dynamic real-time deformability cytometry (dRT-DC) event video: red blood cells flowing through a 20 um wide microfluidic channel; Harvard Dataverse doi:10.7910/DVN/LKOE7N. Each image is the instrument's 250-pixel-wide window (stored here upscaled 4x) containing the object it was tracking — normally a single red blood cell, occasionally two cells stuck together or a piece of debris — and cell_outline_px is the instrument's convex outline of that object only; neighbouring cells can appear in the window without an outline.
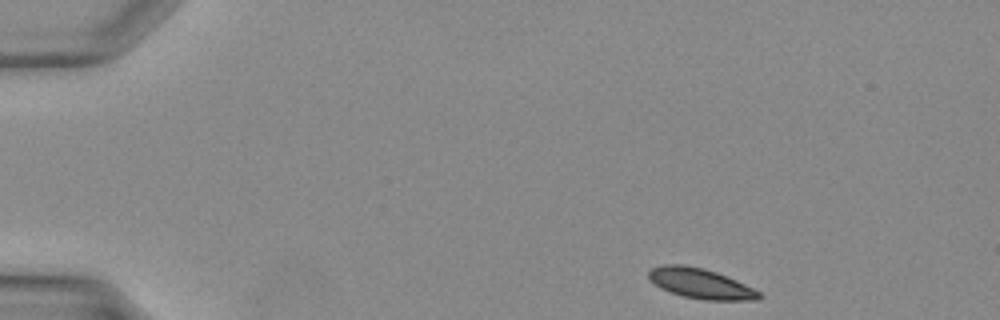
{"species": "Egyptian fruit bat (a non-hibernating species)", "species_latin": "Rousettus aegyptiacus", "temperature_condition": "warm", "stored_images_in_passage": 34, "camera_frame_rate_fps": 3000, "um_per_image_px": 0.085, "animal": {"sex": "female"}, "frame": {"image": 1, "passage_image": 1, "time_ms": 0.0, "image_size_px": [1000, 320], "cell_outline_px": [[764, 296], [756, 300], [704, 300], [684, 296], [660, 288], [648, 276], [648, 272], [652, 268], [664, 264], [684, 264], [704, 268], [716, 272], [736, 280], [760, 292]], "centroid_in_image_um": [59.56, 24.09], "position_along_channel_um": 25.4, "area_um2": 19.25}}
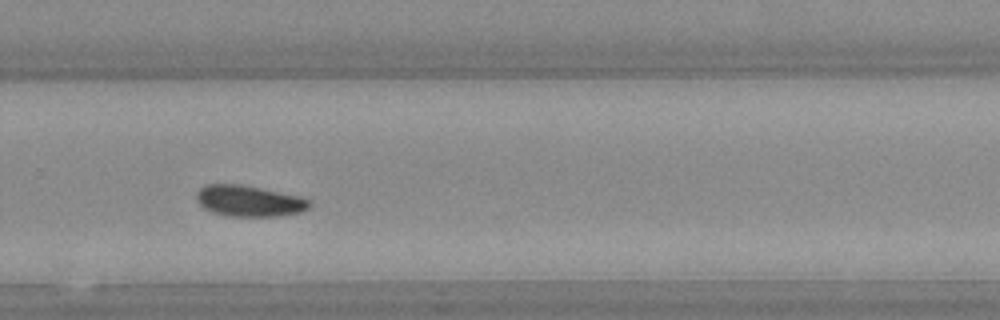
{"frame": {"image": 2, "passage_image": 22, "time_ms": 7.0, "image_size_px": [1000, 320], "cell_outline_px": [[312, 204], [304, 212], [276, 216], [224, 216], [212, 212], [204, 208], [196, 200], [196, 192], [200, 188], [208, 184], [240, 184], [300, 196], [308, 200]], "centroid_in_image_um": [21.16, 17.09], "position_along_channel_um": 308.6, "area_um2": 20.52}}
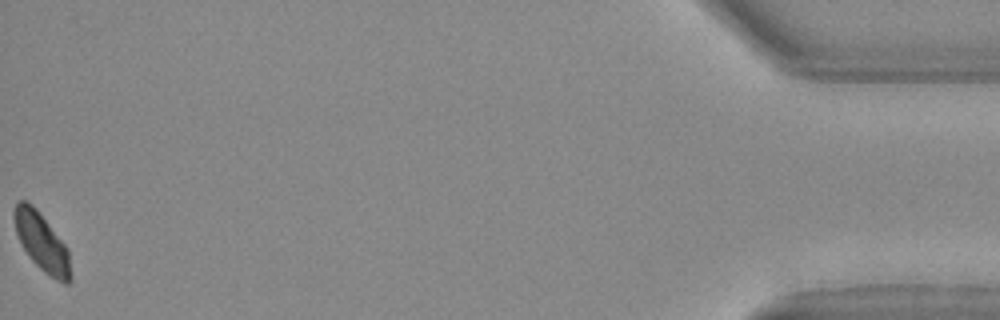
{"frame": {"image": 3, "passage_image": 34, "time_ms": 11.0, "image_size_px": [1000, 320], "cell_outline_px": [[72, 280], [68, 284], [64, 284], [56, 280], [44, 272], [28, 256], [16, 232], [12, 216], [12, 212], [16, 204], [20, 200], [24, 200], [32, 204], [36, 208], [64, 244], [68, 252], [72, 276]], "centroid_in_image_um": [3.54, 20.6], "position_along_channel_um": 431.7, "area_um2": 18.96}}